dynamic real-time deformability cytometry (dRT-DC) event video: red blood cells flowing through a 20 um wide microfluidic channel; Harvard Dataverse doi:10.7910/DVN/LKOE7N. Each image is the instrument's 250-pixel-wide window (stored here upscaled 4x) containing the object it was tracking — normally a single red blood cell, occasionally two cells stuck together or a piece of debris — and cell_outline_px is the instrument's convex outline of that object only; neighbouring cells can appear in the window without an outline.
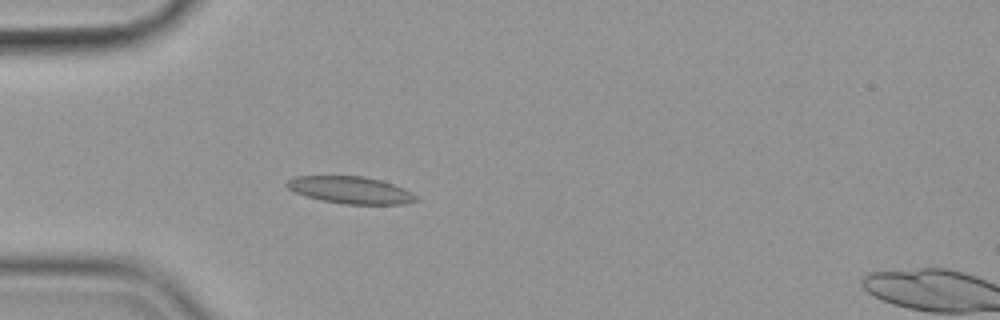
{"species": "common noctule bat (a hibernating species)", "species_latin": "Nyctalus noctula", "temperature_condition": "cold", "stored_images_in_passage": 37, "camera_frame_rate_fps": 3000, "um_per_image_px": 0.085, "animal": {"sex": "female", "body_mass_g": 19.9}, "frame": {"image": 1, "passage_image": 7, "time_ms": 2.0, "image_size_px": [1000, 320], "cell_outline_px": [[420, 200], [404, 204], [344, 204], [320, 200], [296, 192], [288, 188], [284, 184], [288, 180], [296, 176], [364, 176], [380, 180], [404, 188], [412, 192]], "centroid_in_image_um": [29.82, 16.15], "position_along_channel_um": 55.2, "area_um2": 20.35}}
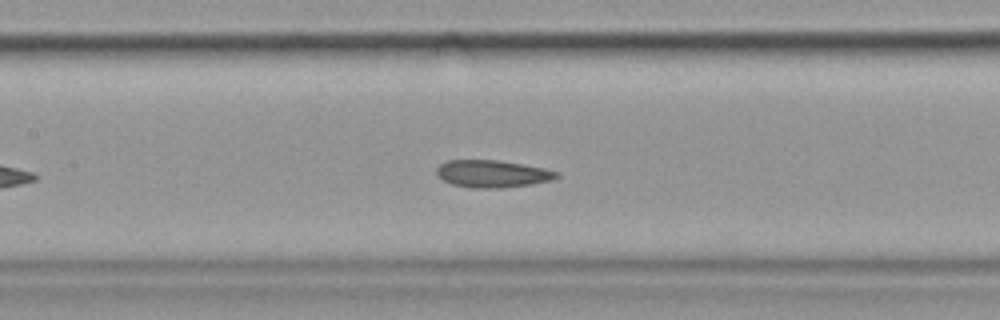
{"frame": {"image": 2, "passage_image": 17, "time_ms": 5.333, "image_size_px": [1000, 320], "cell_outline_px": [[560, 176], [552, 180], [504, 188], [472, 188], [452, 184], [444, 180], [436, 172], [436, 168], [440, 164], [448, 160], [500, 160], [544, 168], [556, 172]], "centroid_in_image_um": [41.84, 14.77], "position_along_channel_um": 165.6, "area_um2": 18.96}}
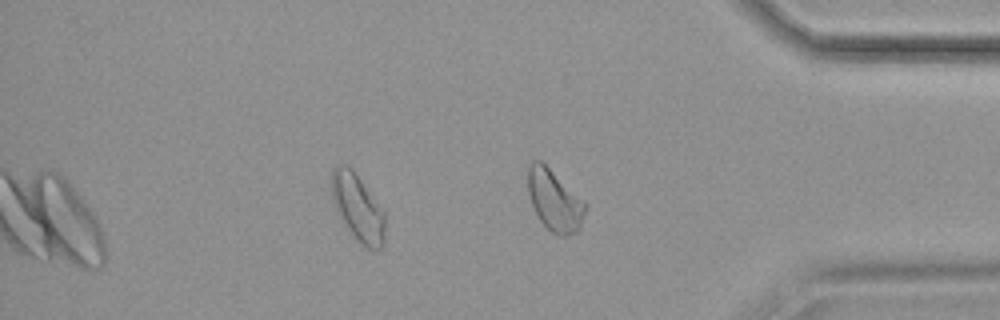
{"frame": {"image": 3, "passage_image": 37, "time_ms": 12.0, "image_size_px": [1000, 320], "cell_outline_px": [[384, 244], [380, 248], [372, 252], [360, 244], [352, 236], [340, 216], [332, 200], [332, 168], [336, 164], [348, 164], [352, 168], [384, 212]], "centroid_in_image_um": [30.4, 17.66], "position_along_channel_um": 404.8, "area_um2": 20.81}, "authors_computed_cell_mechanics": {"area_um2": 19.2474, "velocity_mm_per_s": 3.5653, "shape_relaxation_time_tau1_ms": 7.9556, "shape_relaxation_time_tau2_ms": 2.2445, "deformation_change_tau1": 0.1492, "deformation_change_tau2": 0.0782}}